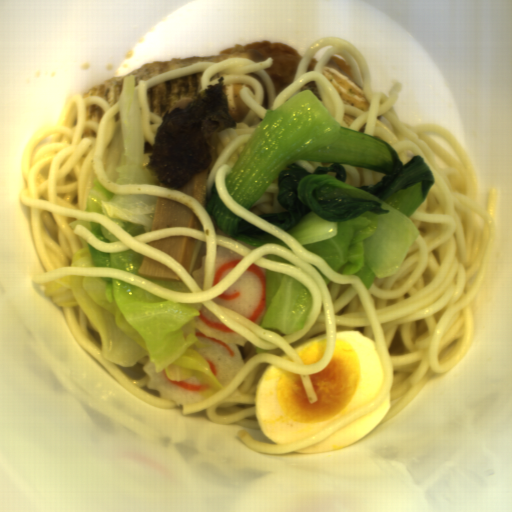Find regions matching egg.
<instances>
[{"mask_svg": "<svg viewBox=\"0 0 512 512\" xmlns=\"http://www.w3.org/2000/svg\"><path fill=\"white\" fill-rule=\"evenodd\" d=\"M309 377L318 397L314 403L309 402L301 375L277 366L264 367L256 383L258 427L277 445L316 434L375 401L385 372L376 341L353 330L336 332L331 362Z\"/></svg>", "mask_w": 512, "mask_h": 512, "instance_id": "1", "label": "egg"}, {"mask_svg": "<svg viewBox=\"0 0 512 512\" xmlns=\"http://www.w3.org/2000/svg\"><path fill=\"white\" fill-rule=\"evenodd\" d=\"M391 408V395L388 393L384 402L373 412L363 415L326 440L313 446L291 451L300 454H312L335 451L360 440L380 424Z\"/></svg>", "mask_w": 512, "mask_h": 512, "instance_id": "2", "label": "egg"}, {"mask_svg": "<svg viewBox=\"0 0 512 512\" xmlns=\"http://www.w3.org/2000/svg\"><path fill=\"white\" fill-rule=\"evenodd\" d=\"M327 347V335L321 334L306 340L293 348L299 353L304 365L315 364L322 360Z\"/></svg>", "mask_w": 512, "mask_h": 512, "instance_id": "3", "label": "egg"}, {"mask_svg": "<svg viewBox=\"0 0 512 512\" xmlns=\"http://www.w3.org/2000/svg\"><path fill=\"white\" fill-rule=\"evenodd\" d=\"M279 357H281V358H283V359H285V360H289V361H292V362H293L292 358H291L290 356H288L286 353H285V354H283V355H280ZM293 363H294V362H293Z\"/></svg>", "mask_w": 512, "mask_h": 512, "instance_id": "4", "label": "egg"}]
</instances>
